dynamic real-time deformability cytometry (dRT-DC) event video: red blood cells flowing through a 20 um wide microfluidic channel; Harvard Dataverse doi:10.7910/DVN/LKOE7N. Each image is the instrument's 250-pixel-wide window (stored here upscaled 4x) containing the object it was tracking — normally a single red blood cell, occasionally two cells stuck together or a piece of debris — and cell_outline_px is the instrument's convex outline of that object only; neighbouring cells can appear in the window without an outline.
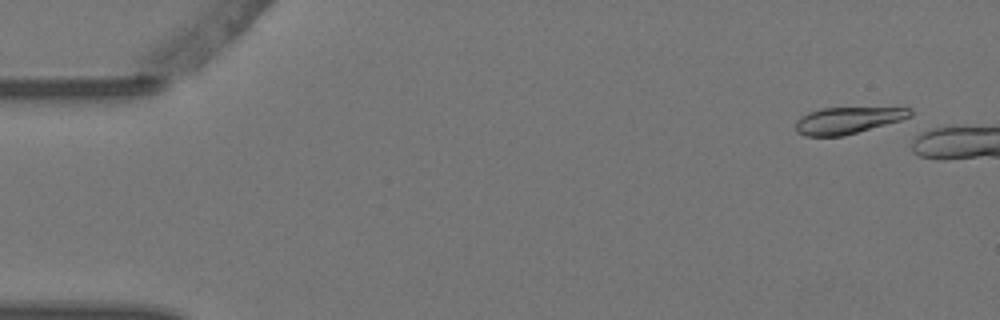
{"species": "Egyptian fruit bat (a non-hibernating species)", "species_latin": "Rousettus aegyptiacus", "temperature_condition": "warm", "stored_images_in_passage": 3, "camera_frame_rate_fps": 3000, "um_per_image_px": 0.085, "animal": {"sex": "female"}, "frame": {"image": 1, "passage_image": 1, "time_ms": 0.0, "image_size_px": [1000, 320], "cell_outline_px": [[912, 116], [900, 120], [844, 136], [804, 136], [796, 132], [796, 120], [800, 116], [808, 112], [820, 108], [912, 108]], "centroid_in_image_um": [72.0, 10.23], "position_along_channel_um": 13.0, "area_um2": 17.74}}